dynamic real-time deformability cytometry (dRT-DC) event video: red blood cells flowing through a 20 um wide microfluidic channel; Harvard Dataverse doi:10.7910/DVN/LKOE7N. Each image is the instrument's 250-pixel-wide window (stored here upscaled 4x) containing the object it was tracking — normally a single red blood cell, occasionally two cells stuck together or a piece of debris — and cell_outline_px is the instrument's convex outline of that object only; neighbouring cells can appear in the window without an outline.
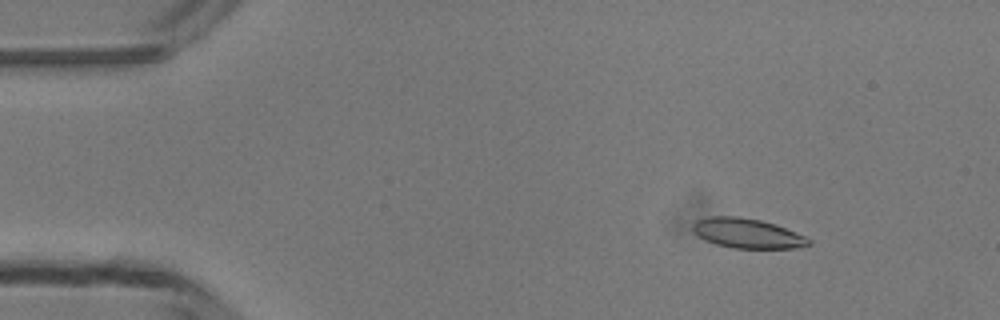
{"species": "common noctule bat (a hibernating species)", "species_latin": "Nyctalus noctula", "temperature_condition": "room temperature", "stored_images_in_passage": 49, "camera_frame_rate_fps": 3000, "um_per_image_px": 0.085, "animal": {"sex": "male", "body_mass_g": 13.3}, "frame": {"image": 1, "passage_image": 7, "time_ms": 2.0, "image_size_px": [1000, 320], "cell_outline_px": [[812, 244], [792, 248], [732, 248], [716, 244], [692, 232], [692, 224], [696, 220], [708, 216], [736, 216], [760, 220], [776, 224], [804, 236], [812, 240]], "centroid_in_image_um": [63.5, 19.82], "position_along_channel_um": 21.5, "area_um2": 20.0}}
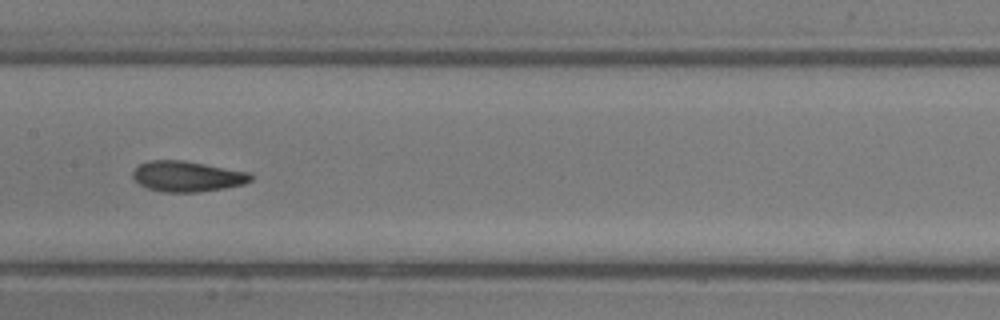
{"frame": {"image": 2, "passage_image": 25, "time_ms": 8.0, "image_size_px": [1000, 320], "cell_outline_px": [[252, 180], [244, 184], [224, 188], [200, 192], [164, 192], [148, 188], [140, 184], [132, 176], [132, 172], [140, 164], [148, 160], [184, 160], [252, 172]], "centroid_in_image_um": [15.95, 14.98], "position_along_channel_um": 191.4, "area_um2": 21.15}}
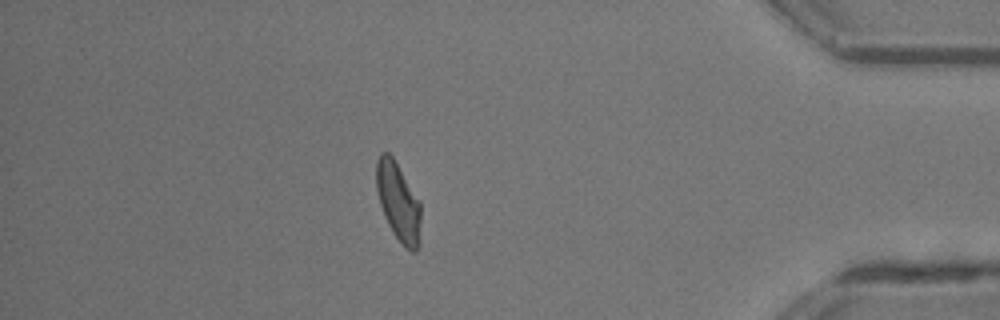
{"frame": {"image": 3, "passage_image": 43, "time_ms": 14.0, "image_size_px": [1000, 320], "cell_outline_px": [[420, 244], [416, 252], [412, 252], [392, 232], [384, 216], [380, 204], [376, 188], [376, 160], [380, 152], [388, 152], [392, 156], [420, 204]], "centroid_in_image_um": [33.83, 17.16], "position_along_channel_um": 401.4, "area_um2": 19.94}, "authors_computed_cell_mechanics": {"area_um2": 20.3456, "velocity_mm_per_s": 4.2248, "shape_relaxation_time_tau1_ms": 5.5808, "shape_relaxation_time_tau2_ms": 2.2178, "deformation_change_tau1": 0.1629, "deformation_change_tau2": 0.0891}}